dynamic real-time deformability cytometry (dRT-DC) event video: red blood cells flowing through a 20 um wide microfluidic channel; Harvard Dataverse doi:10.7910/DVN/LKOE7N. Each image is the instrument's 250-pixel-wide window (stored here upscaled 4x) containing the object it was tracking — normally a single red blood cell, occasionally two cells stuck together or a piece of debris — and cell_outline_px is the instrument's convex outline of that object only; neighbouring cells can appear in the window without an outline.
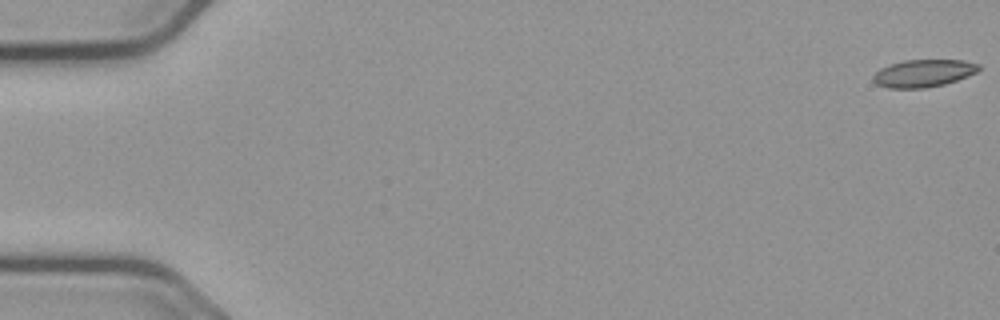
{"species": "common noctule bat (a hibernating species)", "species_latin": "Nyctalus noctula", "temperature_condition": "cold", "stored_images_in_passage": 55, "camera_frame_rate_fps": 3000, "um_per_image_px": 0.085, "animal": {"sex": "male", "body_mass_g": 23.1, "forearm_length_mm": 52.7}, "frame": {"image": 1, "passage_image": 1, "time_ms": 0.0, "image_size_px": [1000, 320], "cell_outline_px": [[980, 68], [976, 72], [968, 76], [944, 84], [924, 88], [888, 88], [876, 84], [872, 80], [872, 76], [880, 68], [904, 60], [964, 60], [980, 64]], "centroid_in_image_um": [78.48, 6.22], "position_along_channel_um": 6.5, "area_um2": 16.88}}
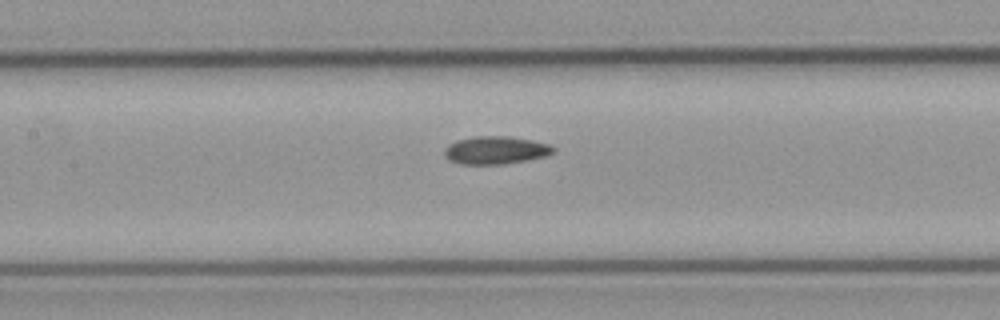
{"frame": {"image": 2, "passage_image": 27, "time_ms": 8.667, "image_size_px": [1000, 320], "cell_outline_px": [[556, 148], [552, 152], [544, 156], [504, 164], [460, 164], [448, 160], [444, 156], [444, 148], [448, 144], [456, 140], [472, 136], [508, 136], [532, 140], [548, 144]], "centroid_in_image_um": [42.05, 12.76], "position_along_channel_um": 165.3, "area_um2": 17.69}}
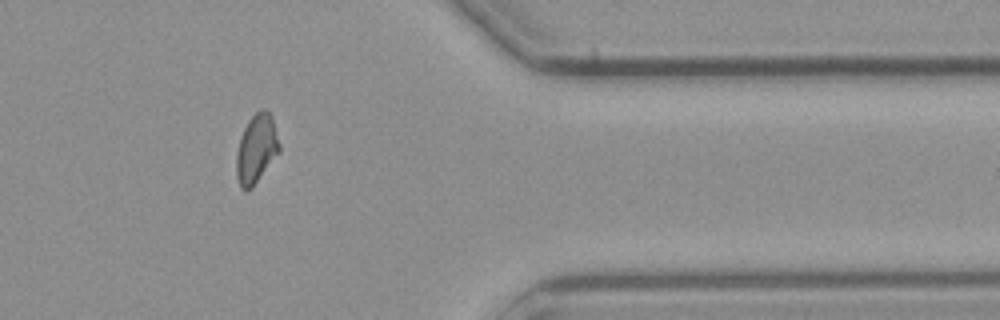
{"frame": {"image": 3, "passage_image": 47, "time_ms": 15.333, "image_size_px": [1000, 320], "cell_outline_px": [[280, 152], [252, 188], [244, 192], [240, 188], [236, 176], [236, 152], [244, 128], [248, 120], [260, 108], [264, 108], [272, 116], [280, 144]], "centroid_in_image_um": [21.79, 12.67], "position_along_channel_um": 389.6, "area_um2": 17.46}}